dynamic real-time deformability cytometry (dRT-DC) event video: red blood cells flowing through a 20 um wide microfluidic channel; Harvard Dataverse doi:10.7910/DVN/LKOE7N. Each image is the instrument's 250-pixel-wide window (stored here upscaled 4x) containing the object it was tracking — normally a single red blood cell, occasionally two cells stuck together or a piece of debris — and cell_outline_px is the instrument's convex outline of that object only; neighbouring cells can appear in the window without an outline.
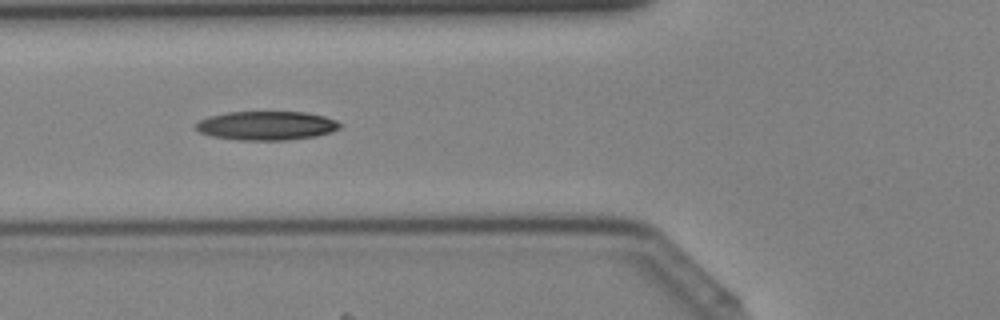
{"species": "Egyptian fruit bat (a non-hibernating species)", "species_latin": "Rousettus aegyptiacus", "temperature_condition": "cold", "stored_images_in_passage": 40, "camera_frame_rate_fps": 3000, "um_per_image_px": 0.085, "animal": {"sex": "female"}, "frame": {"image": 1, "passage_image": 16, "time_ms": 5.0, "image_size_px": [1000, 320], "cell_outline_px": [[340, 128], [332, 132], [316, 136], [284, 140], [236, 140], [212, 136], [200, 132], [196, 128], [196, 124], [200, 120], [208, 116], [228, 112], [304, 112], [324, 116], [336, 120], [340, 124]], "centroid_in_image_um": [22.65, 10.68], "position_along_channel_um": 103.1, "area_um2": 24.22}}
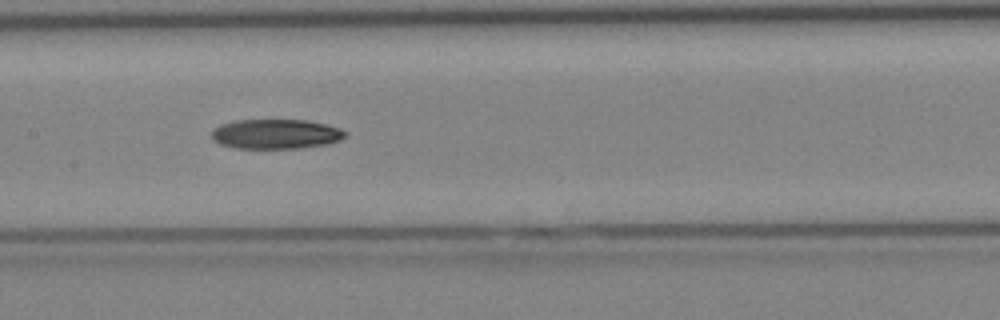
{"frame": {"image": 2, "passage_image": 21, "time_ms": 6.667, "image_size_px": [1000, 320], "cell_outline_px": [[348, 136], [340, 140], [328, 144], [300, 148], [236, 148], [220, 144], [212, 140], [212, 132], [220, 124], [236, 120], [308, 120], [328, 124], [340, 128], [348, 132]], "centroid_in_image_um": [23.5, 11.39], "position_along_channel_um": 183.9, "area_um2": 23.35}}
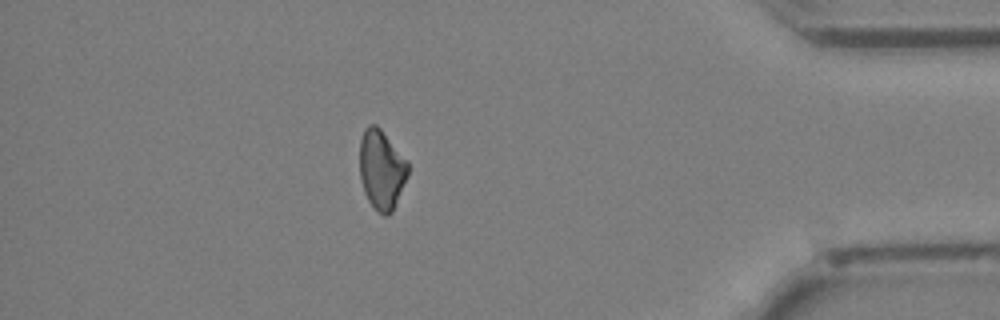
{"frame": {"image": 3, "passage_image": 37, "time_ms": 12.0, "image_size_px": [1000, 320], "cell_outline_px": [[408, 176], [392, 212], [388, 216], [384, 216], [376, 212], [368, 200], [364, 192], [360, 180], [360, 140], [364, 128], [368, 124], [376, 124], [380, 128], [408, 160]], "centroid_in_image_um": [32.43, 14.42], "position_along_channel_um": 402.8, "area_um2": 22.72}}